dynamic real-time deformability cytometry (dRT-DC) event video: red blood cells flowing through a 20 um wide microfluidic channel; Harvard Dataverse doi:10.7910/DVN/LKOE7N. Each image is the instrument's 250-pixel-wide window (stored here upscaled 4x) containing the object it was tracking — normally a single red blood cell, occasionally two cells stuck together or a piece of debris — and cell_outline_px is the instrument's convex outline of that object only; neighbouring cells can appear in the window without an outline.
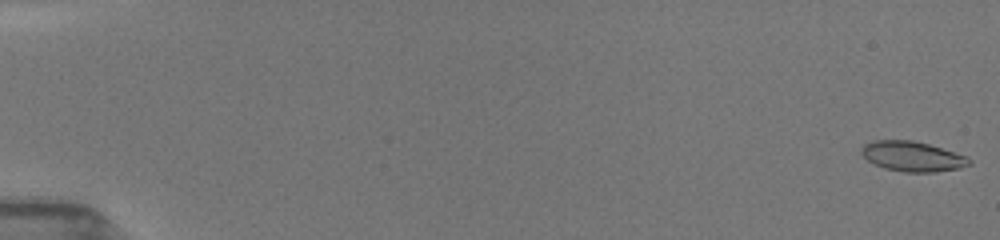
{"species": "common noctule bat (a hibernating species)", "species_latin": "Nyctalus noctula", "temperature_condition": "room temperature", "stored_images_in_passage": 13, "camera_frame_rate_fps": 3000, "um_per_image_px": 0.085, "animal": {"sex": "female", "body_mass_g": 19.5, "forearm_length_mm": 54.1}, "frame": {"image": 1, "passage_image": 1, "time_ms": 0.0, "image_size_px": [1000, 240], "cell_outline_px": [[972, 164], [960, 168], [936, 172], [904, 172], [884, 168], [868, 160], [860, 152], [860, 148], [864, 144], [872, 140], [912, 140], [928, 144], [968, 156], [972, 160]], "centroid_in_image_um": [77.58, 13.29], "position_along_channel_um": 7.4, "area_um2": 18.96}}